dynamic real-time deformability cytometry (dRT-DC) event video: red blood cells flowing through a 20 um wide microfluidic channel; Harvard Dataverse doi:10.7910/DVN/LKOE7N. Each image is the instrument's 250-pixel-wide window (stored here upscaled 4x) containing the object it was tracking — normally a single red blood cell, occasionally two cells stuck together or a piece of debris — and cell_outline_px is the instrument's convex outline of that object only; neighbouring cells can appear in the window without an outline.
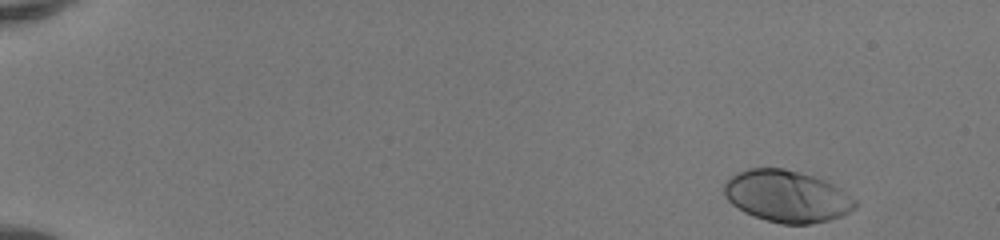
{"species": "human", "species_latin": "Homo sapiens", "temperature_condition": "room temperature", "stored_images_in_passage": 47, "camera_frame_rate_fps": 3000, "um_per_image_px": 0.085, "donor": {"sex": "female"}, "frame": {"image": 1, "passage_image": 1, "time_ms": 0.0, "image_size_px": [1000, 240], "cell_outline_px": [[860, 204], [856, 208], [840, 216], [828, 220], [812, 224], [780, 224], [744, 212], [732, 204], [724, 196], [724, 184], [736, 172], [748, 168], [784, 168], [800, 172], [824, 180], [840, 188], [856, 200]], "centroid_in_image_um": [66.89, 16.68], "position_along_channel_um": 18.1, "area_um2": 39.54}}
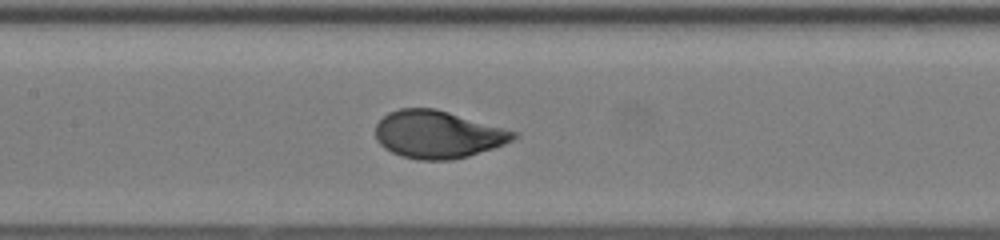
{"frame": {"image": 2, "passage_image": 23, "time_ms": 7.333, "image_size_px": [1000, 240], "cell_outline_px": [[520, 136], [504, 144], [468, 156], [452, 160], [416, 160], [400, 156], [384, 148], [376, 140], [376, 124], [388, 112], [400, 108], [436, 108], [520, 132]], "centroid_in_image_um": [37.23, 11.42], "position_along_channel_um": 170.2, "area_um2": 38.55}}
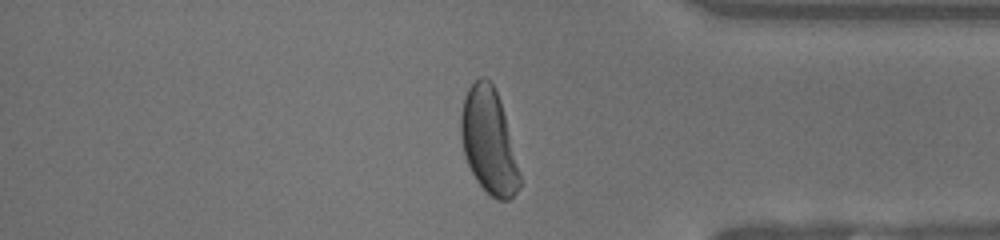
{"frame": {"image": 3, "passage_image": 40, "time_ms": 13.0, "image_size_px": [1000, 240], "cell_outline_px": [[520, 184], [516, 192], [508, 200], [500, 200], [492, 196], [476, 180], [464, 156], [460, 136], [460, 116], [464, 96], [468, 88], [480, 76], [484, 76], [492, 84], [500, 100], [520, 176]], "centroid_in_image_um": [41.5, 11.98], "position_along_channel_um": 393.7, "area_um2": 35.37}, "authors_computed_cell_mechanics": {"area_um2": 38.3792, "velocity_mm_per_s": 4.1339, "shape_relaxation_time_tau1_ms": 2.6083, "shape_relaxation_time_tau2_ms": null, "deformation_change_tau1": 0.1902, "deformation_change_tau2": null}}